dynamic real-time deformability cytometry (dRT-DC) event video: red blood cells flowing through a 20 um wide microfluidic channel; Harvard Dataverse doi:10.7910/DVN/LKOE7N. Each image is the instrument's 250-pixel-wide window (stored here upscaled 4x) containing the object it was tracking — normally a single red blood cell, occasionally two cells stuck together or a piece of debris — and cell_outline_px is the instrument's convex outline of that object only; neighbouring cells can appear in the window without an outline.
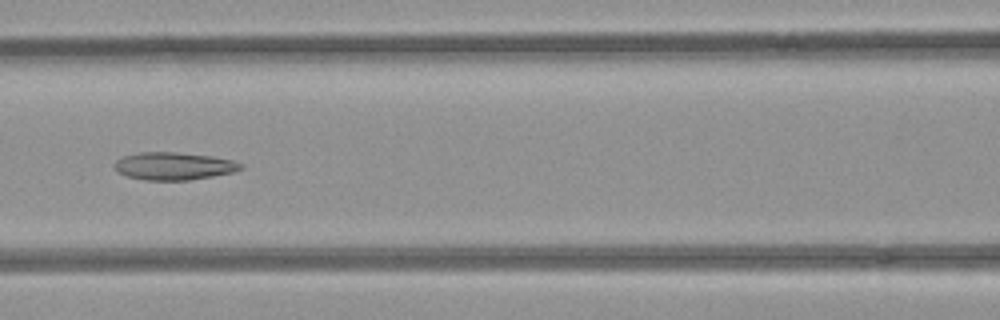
{"species": "common noctule bat (a hibernating species)", "species_latin": "Nyctalus noctula", "temperature_condition": "room temperature", "stored_images_in_passage": 6, "camera_frame_rate_fps": 3000, "um_per_image_px": 0.085, "animal": {"sex": "female", "body_mass_g": 21.9}, "frame": {"image": 1, "passage_image": 6, "time_ms": 1.667, "image_size_px": [1000, 320], "cell_outline_px": [[244, 168], [232, 172], [212, 176], [188, 180], [144, 180], [128, 176], [116, 172], [112, 168], [112, 164], [116, 160], [124, 156], [140, 152], [176, 152], [212, 156], [232, 160], [244, 164]], "centroid_in_image_um": [14.74, 14.11], "position_along_channel_um": 151.9, "area_um2": 20.46}}